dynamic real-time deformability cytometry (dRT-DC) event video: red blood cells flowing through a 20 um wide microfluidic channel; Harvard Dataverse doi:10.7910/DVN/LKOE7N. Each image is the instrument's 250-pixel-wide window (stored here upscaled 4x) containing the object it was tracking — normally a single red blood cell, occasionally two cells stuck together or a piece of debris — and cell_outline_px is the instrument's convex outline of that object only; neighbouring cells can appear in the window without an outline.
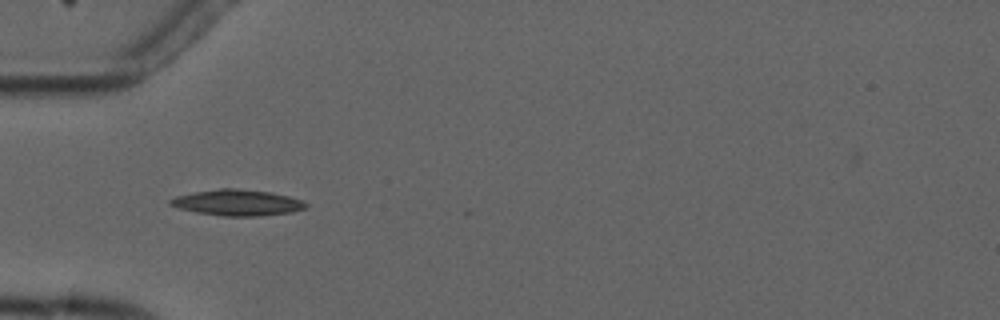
{"species": "common noctule bat (a hibernating species)", "species_latin": "Nyctalus noctula", "temperature_condition": "cold", "stored_images_in_passage": 7, "camera_frame_rate_fps": 3000, "um_per_image_px": 0.085, "animal": {"sex": "male", "forearm_length_mm": 52.5}, "frame": {"image": 1, "passage_image": 4, "time_ms": 3.667, "image_size_px": [1000, 320], "cell_outline_px": [[308, 208], [292, 212], [260, 216], [224, 216], [196, 212], [180, 208], [168, 204], [168, 200], [176, 196], [192, 192], [220, 188], [232, 188], [272, 192], [304, 200], [308, 204]], "centroid_in_image_um": [20.21, 17.22], "position_along_channel_um": 64.8, "area_um2": 20.69}}
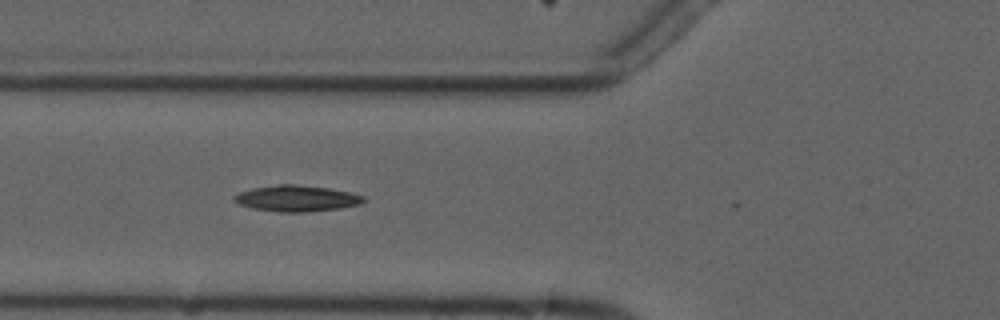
{"frame": {"image": 2, "passage_image": 5, "time_ms": 4.667, "image_size_px": [1000, 320], "cell_outline_px": [[368, 200], [360, 204], [340, 208], [308, 212], [280, 212], [252, 208], [236, 204], [232, 200], [232, 196], [240, 192], [256, 188], [280, 184], [292, 184], [328, 188], [348, 192], [364, 196]], "centroid_in_image_um": [25.2, 16.88], "position_along_channel_um": 100.6, "area_um2": 19.65}}
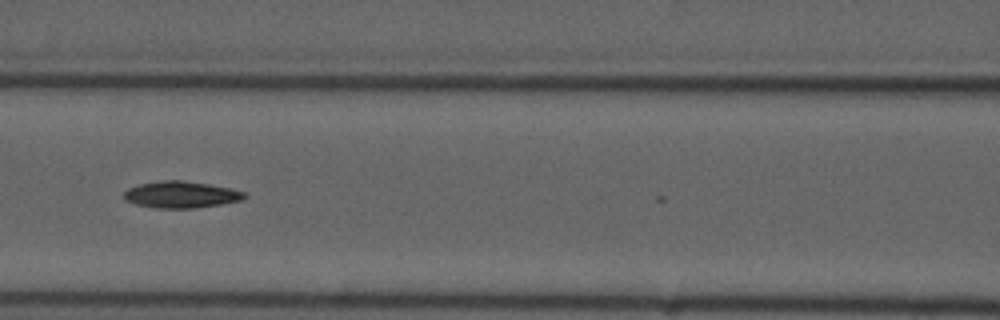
{"frame": {"image": 3, "passage_image": 6, "time_ms": 6.0, "image_size_px": [1000, 320], "cell_outline_px": [[248, 196], [240, 200], [220, 204], [196, 208], [156, 208], [136, 204], [128, 200], [124, 196], [124, 192], [128, 188], [140, 184], [164, 180], [180, 180], [208, 184], [232, 188], [244, 192]], "centroid_in_image_um": [15.41, 16.54], "position_along_channel_um": 151.2, "area_um2": 18.5}}